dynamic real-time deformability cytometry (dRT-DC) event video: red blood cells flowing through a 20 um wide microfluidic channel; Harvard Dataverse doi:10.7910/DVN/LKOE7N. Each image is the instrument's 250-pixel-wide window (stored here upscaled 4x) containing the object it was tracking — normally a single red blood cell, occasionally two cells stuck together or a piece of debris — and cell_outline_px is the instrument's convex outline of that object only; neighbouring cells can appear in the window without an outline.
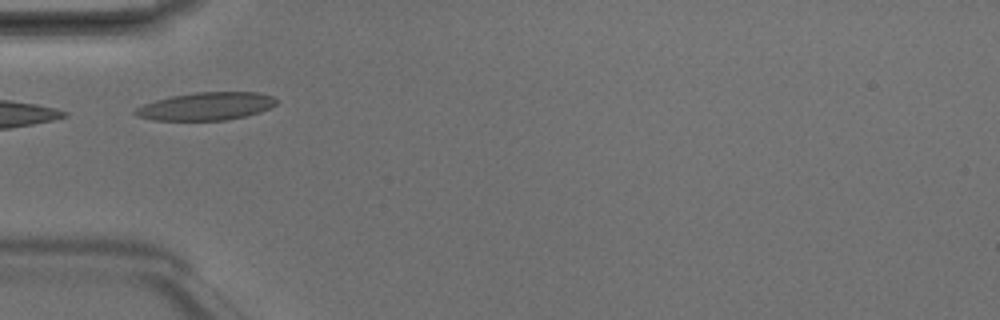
{"species": "Egyptian fruit bat (a non-hibernating species)", "species_latin": "Rousettus aegyptiacus", "temperature_condition": "room temperature", "stored_images_in_passage": 3, "camera_frame_rate_fps": 3000, "um_per_image_px": 0.085, "animal": {"sex": "male"}, "frame": {"image": 1, "passage_image": 3, "time_ms": 0.667, "image_size_px": [1000, 320], "cell_outline_px": [[280, 100], [276, 104], [260, 112], [244, 116], [224, 120], [152, 120], [136, 116], [132, 112], [136, 108], [144, 104], [156, 100], [172, 96], [196, 92], [260, 92], [272, 96]], "centroid_in_image_um": [17.53, 9.03], "position_along_channel_um": 67.5, "area_um2": 22.89}}